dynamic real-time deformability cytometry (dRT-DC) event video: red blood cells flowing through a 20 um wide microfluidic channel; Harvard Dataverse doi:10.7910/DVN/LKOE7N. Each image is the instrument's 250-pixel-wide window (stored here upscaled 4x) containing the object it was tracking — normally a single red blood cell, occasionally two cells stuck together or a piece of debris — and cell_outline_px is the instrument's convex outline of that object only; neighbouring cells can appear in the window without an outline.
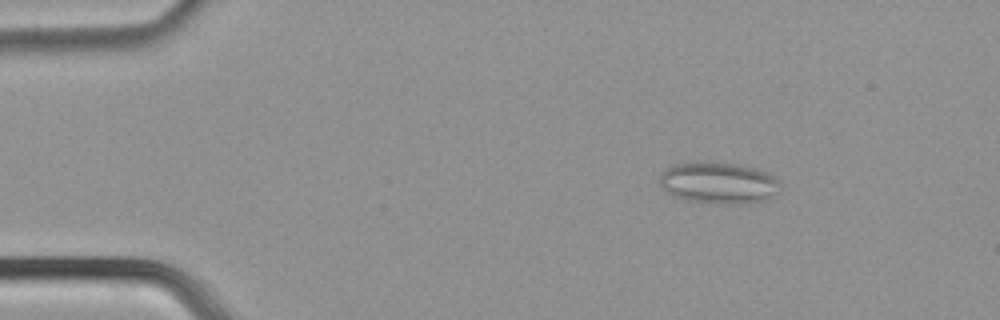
{"species": "common noctule bat (a hibernating species)", "species_latin": "Nyctalus noctula", "temperature_condition": "cold", "stored_images_in_passage": 55, "camera_frame_rate_fps": 3000, "um_per_image_px": 0.085, "animal": {"sex": "male", "body_mass_g": 21.5, "forearm_length_mm": 52.0}, "frame": {"image": 1, "passage_image": 8, "time_ms": 2.333, "image_size_px": [1000, 320], "cell_outline_px": [[780, 184], [776, 192], [764, 200], [732, 204], [724, 204], [688, 200], [672, 196], [660, 184], [660, 176], [664, 168], [672, 164], [696, 160], [712, 160], [740, 164], [756, 168], [768, 172]], "centroid_in_image_um": [61.01, 15.49], "position_along_channel_um": 24.0, "area_um2": 29.54}}
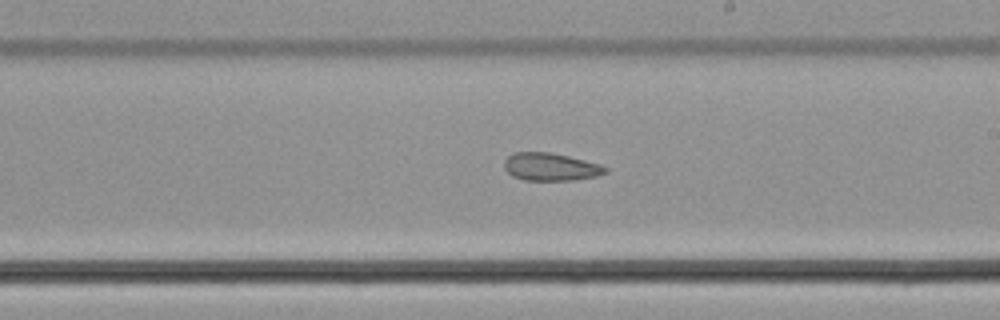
{"frame": {"image": 2, "passage_image": 32, "time_ms": 10.333, "image_size_px": [1000, 320], "cell_outline_px": [[608, 172], [596, 176], [572, 180], [524, 180], [512, 176], [504, 168], [504, 160], [508, 156], [516, 152], [548, 152], [568, 156], [600, 164], [608, 168]], "centroid_in_image_um": [46.79, 14.18], "position_along_channel_um": 242.2, "area_um2": 16.3}}
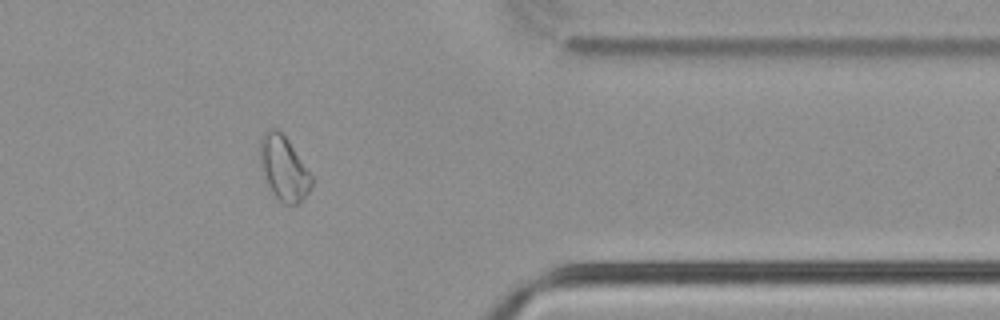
{"frame": {"image": 3, "passage_image": 45, "time_ms": 14.667, "image_size_px": [1000, 320], "cell_outline_px": [[316, 180], [300, 204], [284, 204], [276, 196], [268, 184], [260, 164], [260, 140], [264, 132], [268, 128], [276, 128], [288, 140]], "centroid_in_image_um": [24.16, 14.3], "position_along_channel_um": 387.2, "area_um2": 19.31}, "authors_computed_cell_mechanics": {"area_um2": 20.4612, "velocity_mm_per_s": 3.7211, "shape_relaxation_time_tau1_ms": null, "shape_relaxation_time_tau2_ms": 7.0623, "deformation_change_tau1": null, "deformation_change_tau2": 0.1311}}